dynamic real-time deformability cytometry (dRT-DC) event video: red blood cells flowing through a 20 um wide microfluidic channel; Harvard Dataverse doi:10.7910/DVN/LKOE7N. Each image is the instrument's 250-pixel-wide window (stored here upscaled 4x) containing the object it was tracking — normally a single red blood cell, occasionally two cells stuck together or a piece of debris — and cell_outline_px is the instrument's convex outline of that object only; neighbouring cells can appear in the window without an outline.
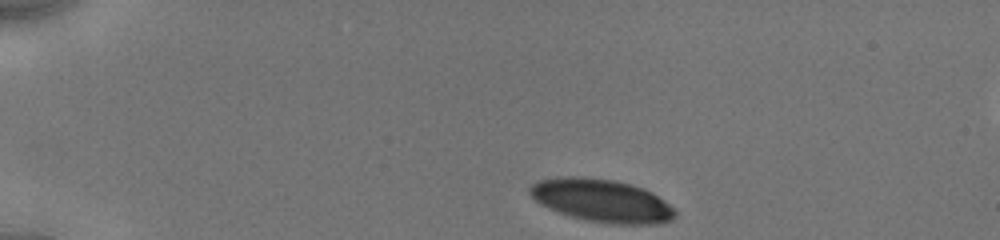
{"species": "human", "species_latin": "Homo sapiens", "temperature_condition": "cold", "stored_images_in_passage": 19, "camera_frame_rate_fps": 3000, "um_per_image_px": 0.085, "donor": {"sex": "male"}, "frame": {"image": 1, "passage_image": 1, "time_ms": 0.0, "image_size_px": [1000, 240], "cell_outline_px": [[676, 216], [672, 220], [660, 224], [612, 224], [588, 220], [572, 216], [548, 208], [540, 204], [528, 192], [528, 188], [532, 184], [540, 180], [564, 176], [576, 176], [612, 180], [644, 188], [652, 192], [664, 200], [676, 212]], "centroid_in_image_um": [51.16, 17.05], "position_along_channel_um": 33.8, "area_um2": 36.07}}